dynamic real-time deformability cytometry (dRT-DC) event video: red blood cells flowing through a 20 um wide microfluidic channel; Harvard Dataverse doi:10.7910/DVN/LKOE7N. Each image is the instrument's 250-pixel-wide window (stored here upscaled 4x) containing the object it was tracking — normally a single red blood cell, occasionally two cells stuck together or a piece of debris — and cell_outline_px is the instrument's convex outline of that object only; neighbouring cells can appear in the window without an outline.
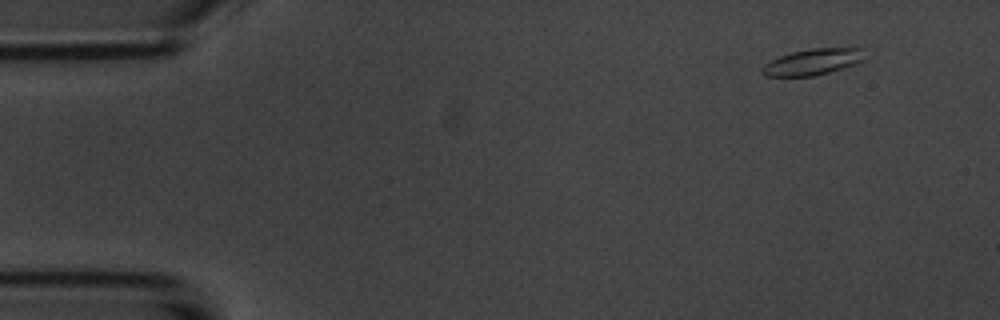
{"species": "common noctule bat (a hibernating species)", "species_latin": "Nyctalus noctula", "temperature_condition": "room temperature", "stored_images_in_passage": 4, "camera_frame_rate_fps": 3000, "um_per_image_px": 0.085, "animal": {"sex": "male", "body_mass_g": 20.1, "forearm_length_mm": 53.5}, "frame": {"image": 1, "passage_image": 1, "time_ms": 0.0, "image_size_px": [1000, 320], "cell_outline_px": [[864, 60], [856, 64], [816, 76], [764, 76], [760, 72], [760, 68], [764, 64], [780, 56], [792, 52], [812, 48], [860, 48]], "centroid_in_image_um": [69.03, 5.27], "position_along_channel_um": 16.0, "area_um2": 15.55}}
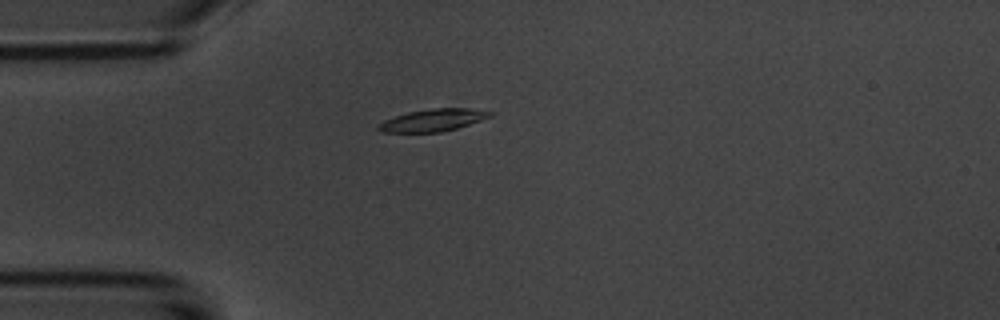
{"frame": {"image": 2, "passage_image": 4, "time_ms": 3.333, "image_size_px": [1000, 320], "cell_outline_px": [[496, 112], [492, 116], [456, 128], [440, 132], [384, 132], [376, 128], [376, 124], [384, 120], [408, 112], [432, 108], [468, 108]], "centroid_in_image_um": [36.79, 10.2], "position_along_channel_um": 48.2, "area_um2": 14.39}}